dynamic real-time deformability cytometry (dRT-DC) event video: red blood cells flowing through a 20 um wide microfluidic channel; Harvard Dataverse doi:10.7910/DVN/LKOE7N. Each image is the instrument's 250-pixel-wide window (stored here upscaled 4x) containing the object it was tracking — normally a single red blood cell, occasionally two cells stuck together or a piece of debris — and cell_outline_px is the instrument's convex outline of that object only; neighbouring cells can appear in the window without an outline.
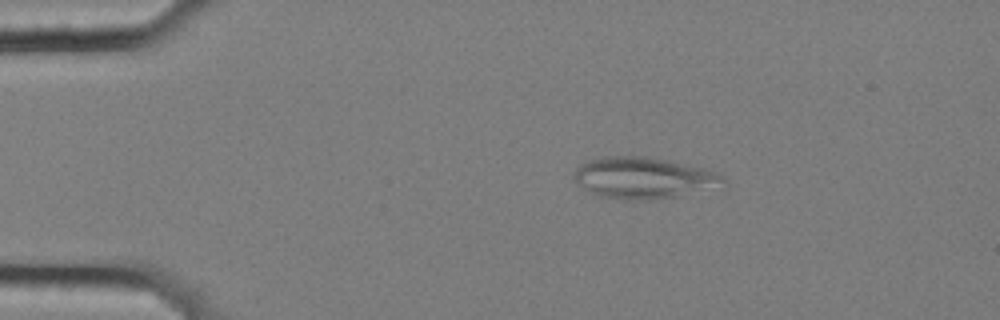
{"species": "common noctule bat (a hibernating species)", "species_latin": "Nyctalus noctula", "temperature_condition": "cold", "stored_images_in_passage": 57, "camera_frame_rate_fps": 3000, "um_per_image_px": 0.085, "animal": {"sex": "female", "body_mass_g": 25.1}, "frame": {"image": 1, "passage_image": 10, "time_ms": 3.0, "image_size_px": [1000, 320], "cell_outline_px": [[728, 180], [676, 196], [648, 200], [632, 200], [600, 196], [584, 188], [576, 180], [576, 168], [580, 164], [588, 160], [604, 156], [644, 156], [668, 160], [704, 168], [720, 172]], "centroid_in_image_um": [54.65, 15.09], "position_along_channel_um": 30.3, "area_um2": 35.03}}
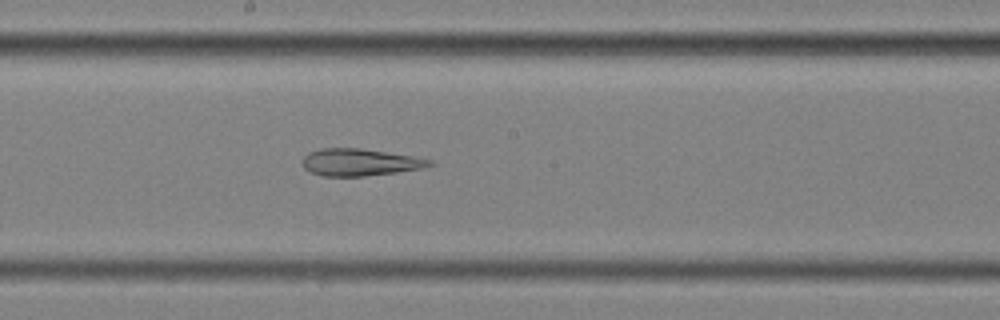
{"frame": {"image": 2, "passage_image": 31, "time_ms": 10.0, "image_size_px": [1000, 320], "cell_outline_px": [[436, 164], [420, 168], [396, 172], [364, 176], [324, 176], [312, 172], [304, 168], [300, 160], [308, 152], [320, 148], [360, 148], [412, 156], [432, 160]], "centroid_in_image_um": [30.54, 13.78], "position_along_channel_um": 217.7, "area_um2": 20.0}}
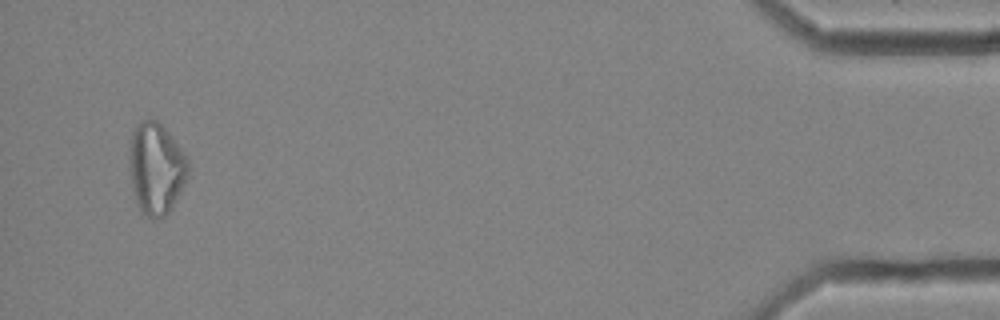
{"frame": {"image": 3, "passage_image": 55, "time_ms": 18.0, "image_size_px": [1000, 320], "cell_outline_px": [[188, 176], [172, 208], [160, 220], [152, 220], [140, 212], [136, 204], [132, 188], [128, 168], [128, 156], [132, 132], [140, 120], [148, 116], [156, 120], [172, 136], [188, 160]], "centroid_in_image_um": [13.23, 14.34], "position_along_channel_um": 422.0, "area_um2": 32.02}, "authors_computed_cell_mechanics": {"area_um2": 27.3394, "velocity_mm_per_s": 3.4906, "shape_relaxation_time_tau1_ms": null, "shape_relaxation_time_tau2_ms": 3.6447, "deformation_change_tau1": null, "deformation_change_tau2": 0.1342}}